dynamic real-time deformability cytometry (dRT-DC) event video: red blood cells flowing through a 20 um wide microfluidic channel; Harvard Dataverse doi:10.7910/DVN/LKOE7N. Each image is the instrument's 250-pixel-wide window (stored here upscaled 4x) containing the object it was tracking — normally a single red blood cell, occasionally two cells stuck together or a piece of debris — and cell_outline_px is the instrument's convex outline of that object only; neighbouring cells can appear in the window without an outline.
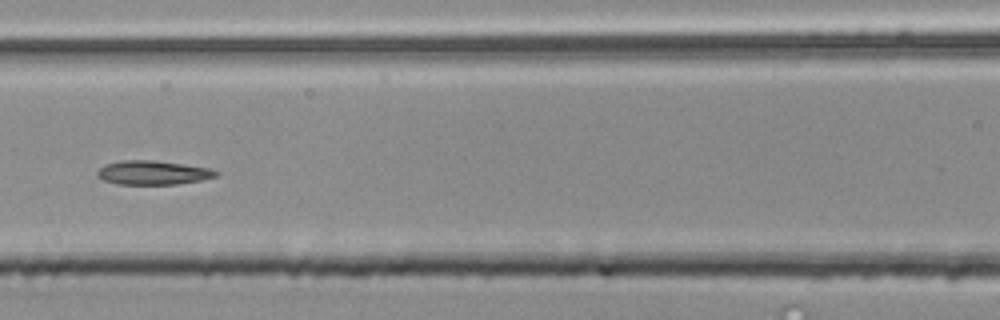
{"species": "common noctule bat (a hibernating species)", "species_latin": "Nyctalus noctula", "temperature_condition": "room temperature", "stored_images_in_passage": 56, "segment_of_instrument_passage": [2, 2], "camera_frame_rate_fps": 3000, "um_per_image_px": 0.085, "animal": {"sex": "male", "body_mass_g": 20.4}, "frame": {"image": 1, "passage_image": 26, "time_ms": 8.333, "image_size_px": [1000, 320], "cell_outline_px": [[220, 172], [216, 176], [200, 180], [176, 184], [116, 184], [104, 180], [96, 176], [96, 172], [104, 164], [120, 160], [152, 160], [184, 164], [208, 168]], "centroid_in_image_um": [12.95, 14.67], "position_along_channel_um": 153.7, "area_um2": 16.59}}
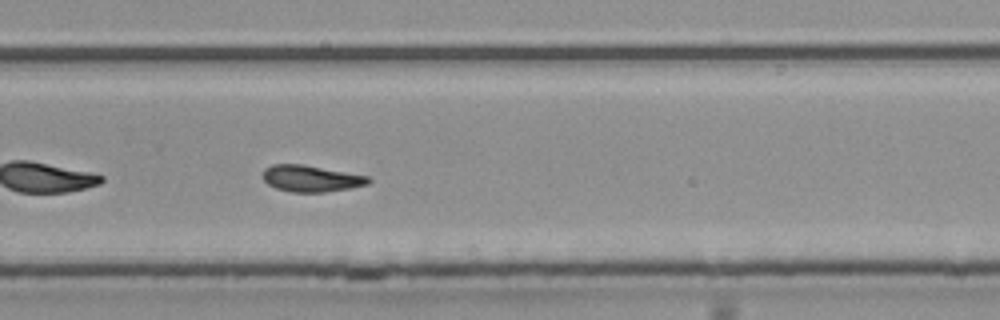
{"frame": {"image": 2, "passage_image": 38, "time_ms": 12.333, "image_size_px": [1000, 320], "cell_outline_px": [[372, 180], [368, 184], [352, 188], [324, 192], [292, 192], [276, 188], [268, 184], [264, 180], [264, 168], [272, 164], [304, 164], [368, 176]], "centroid_in_image_um": [26.46, 15.17], "position_along_channel_um": 303.3, "area_um2": 16.3}}
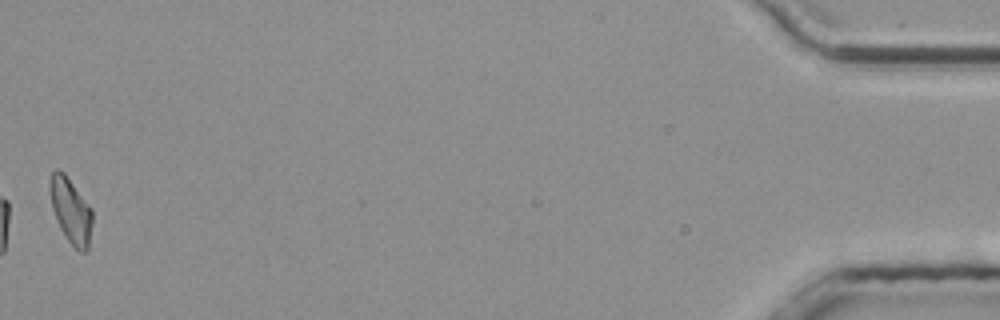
{"frame": {"image": 3, "passage_image": 56, "time_ms": 18.333, "image_size_px": [1000, 320], "cell_outline_px": [[92, 224], [88, 252], [80, 252], [68, 240], [60, 228], [56, 220], [52, 208], [48, 188], [52, 172], [56, 168], [64, 172], [92, 208]], "centroid_in_image_um": [6.02, 17.9], "position_along_channel_um": 429.2, "area_um2": 16.3}}